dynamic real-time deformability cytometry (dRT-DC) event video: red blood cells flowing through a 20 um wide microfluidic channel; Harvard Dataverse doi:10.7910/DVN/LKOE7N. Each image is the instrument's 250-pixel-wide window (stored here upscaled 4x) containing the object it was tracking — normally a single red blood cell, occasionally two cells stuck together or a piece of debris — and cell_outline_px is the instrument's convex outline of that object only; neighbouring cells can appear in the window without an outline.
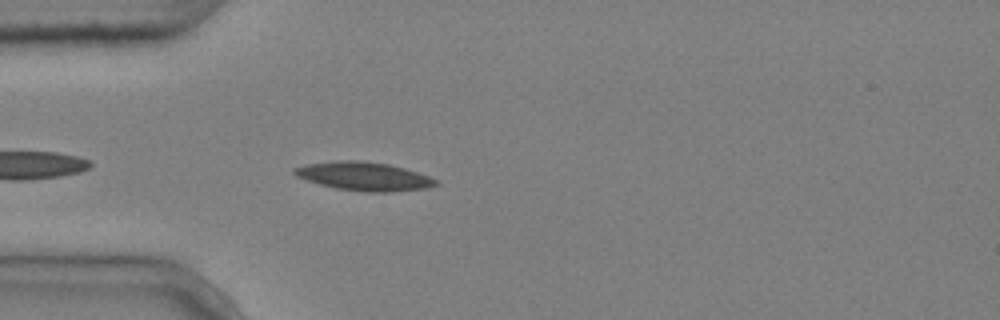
{"species": "common noctule bat (a hibernating species)", "species_latin": "Nyctalus noctula", "temperature_condition": "cold", "stored_images_in_passage": 2, "camera_frame_rate_fps": 3000, "um_per_image_px": 0.085, "animal": {"sex": "male", "body_mass_g": 20.4}, "frame": {"image": 1, "passage_image": 2, "time_ms": 0.333, "image_size_px": [1000, 320], "cell_outline_px": [[440, 184], [428, 188], [392, 192], [364, 192], [336, 188], [320, 184], [296, 176], [292, 172], [292, 168], [304, 164], [336, 160], [360, 160], [388, 164], [404, 168], [428, 176], [436, 180]], "centroid_in_image_um": [30.92, 14.98], "position_along_channel_um": 54.1, "area_um2": 23.64}}